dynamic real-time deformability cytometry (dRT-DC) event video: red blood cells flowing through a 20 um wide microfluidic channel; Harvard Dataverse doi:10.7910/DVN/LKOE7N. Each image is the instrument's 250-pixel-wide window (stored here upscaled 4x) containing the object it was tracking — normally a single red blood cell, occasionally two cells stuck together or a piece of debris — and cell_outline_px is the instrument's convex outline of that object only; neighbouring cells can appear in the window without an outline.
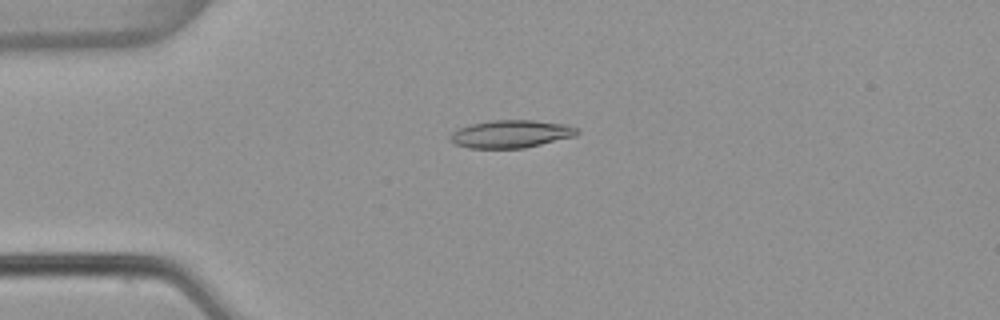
{"species": "common noctule bat (a hibernating species)", "species_latin": "Nyctalus noctula", "temperature_condition": "warm", "stored_images_in_passage": 4, "camera_frame_rate_fps": 3000, "um_per_image_px": 0.085, "animal": {"sex": "female", "body_mass_g": 22.7, "forearm_length_mm": 54.2}, "frame": {"image": 1, "passage_image": 4, "time_ms": 1.0, "image_size_px": [1000, 320], "cell_outline_px": [[580, 132], [576, 136], [524, 148], [468, 148], [456, 144], [448, 140], [448, 136], [452, 132], [460, 128], [472, 124], [492, 120], [536, 120], [568, 124], [580, 128]], "centroid_in_image_um": [43.48, 11.38], "position_along_channel_um": 41.5, "area_um2": 20.75}}